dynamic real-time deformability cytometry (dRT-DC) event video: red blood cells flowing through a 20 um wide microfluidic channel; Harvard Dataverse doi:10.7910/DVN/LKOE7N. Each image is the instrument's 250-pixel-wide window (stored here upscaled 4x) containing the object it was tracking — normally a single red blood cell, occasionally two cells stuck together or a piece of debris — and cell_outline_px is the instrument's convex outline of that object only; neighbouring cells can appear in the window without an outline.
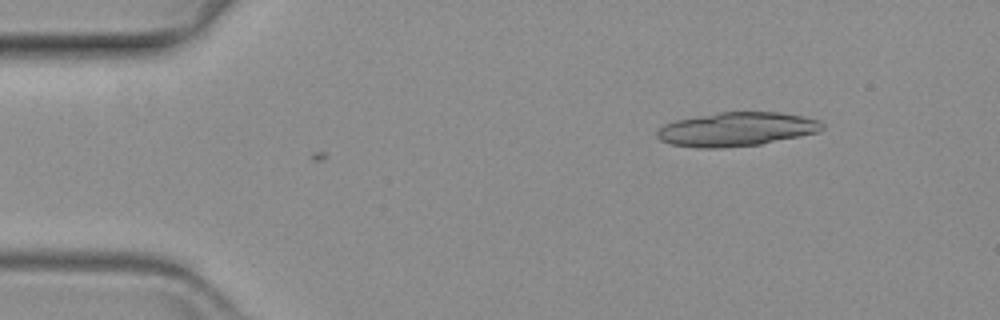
{"species": "common noctule bat (a hibernating species)", "species_latin": "Nyctalus noctula", "temperature_condition": "warm", "stored_images_in_passage": 10, "camera_frame_rate_fps": 3000, "um_per_image_px": 0.085, "animal": {"sex": "female", "body_mass_g": 19.3, "forearm_length_mm": 54.1}, "frame": {"image": 1, "passage_image": 10, "time_ms": 3.0, "image_size_px": [1000, 320], "cell_outline_px": [[824, 128], [820, 132], [760, 144], [720, 148], [700, 148], [672, 144], [660, 140], [656, 136], [656, 132], [664, 124], [676, 120], [720, 112], [780, 112], [804, 116], [820, 120], [824, 124]], "centroid_in_image_um": [62.64, 10.98], "position_along_channel_um": 22.4, "area_um2": 32.66}}